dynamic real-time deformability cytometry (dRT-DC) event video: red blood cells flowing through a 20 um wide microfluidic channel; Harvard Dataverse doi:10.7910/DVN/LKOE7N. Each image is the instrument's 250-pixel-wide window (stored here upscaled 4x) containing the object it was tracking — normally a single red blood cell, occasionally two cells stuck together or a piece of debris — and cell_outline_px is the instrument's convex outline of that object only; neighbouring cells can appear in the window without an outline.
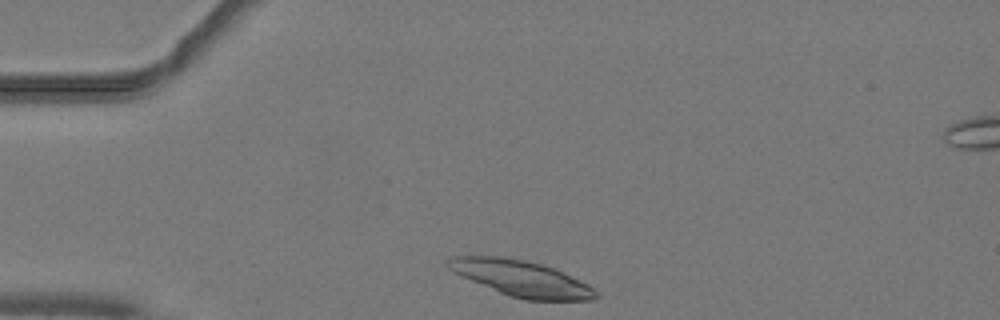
{"species": "common noctule bat (a hibernating species)", "species_latin": "Nyctalus noctula", "temperature_condition": "warm", "stored_images_in_passage": 39, "camera_frame_rate_fps": 3000, "um_per_image_px": 0.085, "animal": {"sex": "male", "body_mass_g": 19.2, "forearm_length_mm": 51.8}, "frame": {"image": 1, "passage_image": 1, "time_ms": 0.0, "image_size_px": [1000, 320], "cell_outline_px": [[600, 296], [592, 300], [524, 300], [500, 292], [460, 276], [452, 272], [444, 264], [444, 260], [452, 256], [500, 256], [524, 260], [544, 264], [556, 268], [588, 284]], "centroid_in_image_um": [44.28, 23.65], "position_along_channel_um": 40.7, "area_um2": 31.04}}